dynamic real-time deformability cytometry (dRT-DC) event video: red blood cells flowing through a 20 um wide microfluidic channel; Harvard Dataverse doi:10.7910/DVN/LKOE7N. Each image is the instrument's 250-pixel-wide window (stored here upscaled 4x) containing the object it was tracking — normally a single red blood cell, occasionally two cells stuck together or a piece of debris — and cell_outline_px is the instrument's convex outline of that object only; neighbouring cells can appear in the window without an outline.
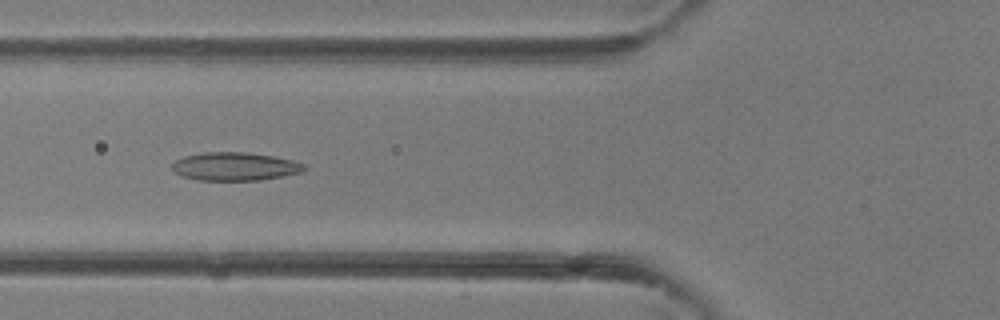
{"species": "common noctule bat (a hibernating species)", "species_latin": "Nyctalus noctula", "temperature_condition": "room temperature", "stored_images_in_passage": 41, "camera_frame_rate_fps": 3000, "um_per_image_px": 0.085, "animal": {"sex": "female"}, "frame": {"image": 1, "passage_image": 15, "time_ms": 4.667, "image_size_px": [1000, 320], "cell_outline_px": [[308, 168], [300, 172], [260, 180], [196, 180], [180, 176], [172, 168], [172, 164], [176, 160], [184, 156], [204, 152], [244, 152], [272, 156], [292, 160], [304, 164]], "centroid_in_image_um": [19.94, 14.15], "position_along_channel_um": 105.9, "area_um2": 21.62}}
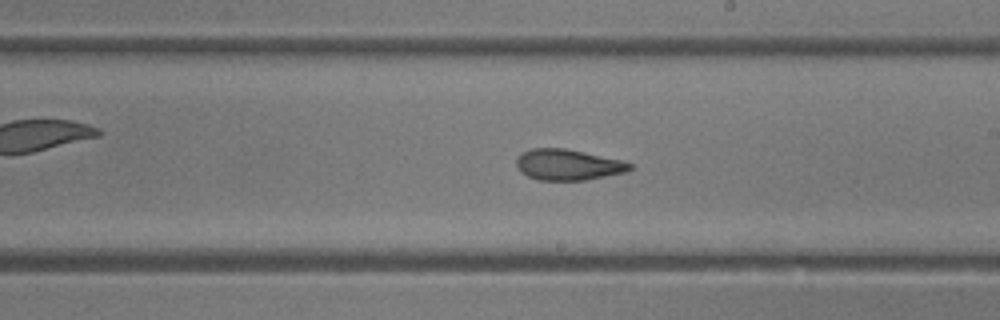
{"frame": {"image": 2, "passage_image": 23, "time_ms": 7.333, "image_size_px": [1000, 320], "cell_outline_px": [[632, 168], [624, 172], [584, 180], [540, 180], [528, 176], [520, 172], [516, 164], [516, 156], [520, 152], [532, 148], [564, 148], [584, 152], [620, 160], [632, 164]], "centroid_in_image_um": [48.2, 13.99], "position_along_channel_um": 240.8, "area_um2": 20.29}}
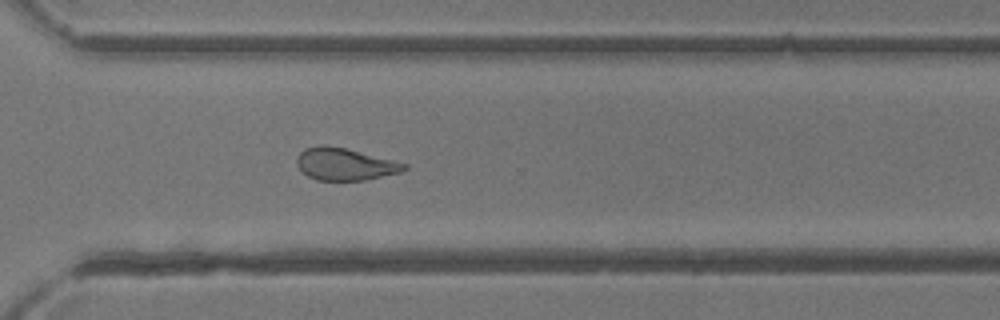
{"frame": {"image": 3, "passage_image": 29, "time_ms": 9.333, "image_size_px": [1000, 320], "cell_outline_px": [[408, 168], [400, 172], [364, 180], [316, 180], [308, 176], [296, 164], [296, 156], [304, 148], [344, 148], [408, 164]], "centroid_in_image_um": [29.33, 13.99], "position_along_channel_um": 341.3, "area_um2": 19.36}}